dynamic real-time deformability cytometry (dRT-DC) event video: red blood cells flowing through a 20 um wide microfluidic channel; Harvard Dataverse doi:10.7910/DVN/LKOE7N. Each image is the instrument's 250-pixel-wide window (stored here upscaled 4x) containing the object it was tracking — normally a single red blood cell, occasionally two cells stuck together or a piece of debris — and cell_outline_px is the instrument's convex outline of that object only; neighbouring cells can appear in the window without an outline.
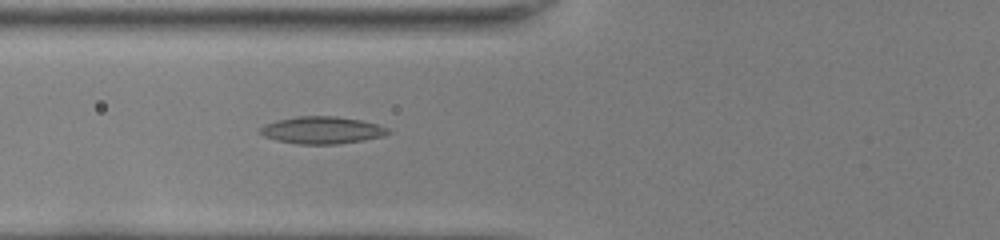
{"species": "common noctule bat (a hibernating species)", "species_latin": "Nyctalus noctula", "temperature_condition": "room temperature", "stored_images_in_passage": 37, "camera_frame_rate_fps": 3000, "um_per_image_px": 0.085, "animal": {"sex": "female", "body_mass_g": 22.0, "forearm_length_mm": 56.7}, "frame": {"image": 1, "passage_image": 6, "time_ms": 1.667, "image_size_px": [1000, 240], "cell_outline_px": [[392, 132], [384, 136], [364, 140], [336, 144], [296, 144], [276, 140], [264, 136], [260, 132], [260, 128], [264, 124], [276, 120], [296, 116], [336, 116], [360, 120], [376, 124], [388, 128]], "centroid_in_image_um": [27.36, 11.06], "position_along_channel_um": 98.4, "area_um2": 20.35}}
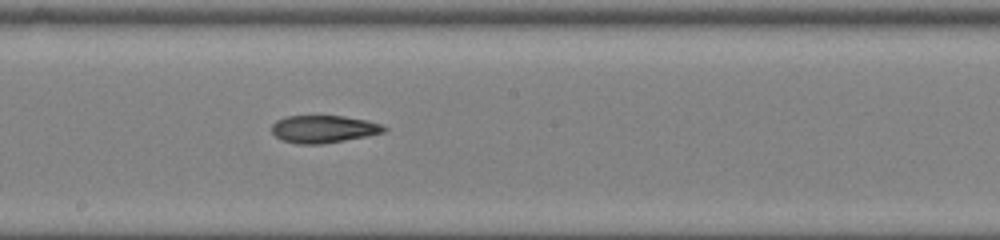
{"frame": {"image": 2, "passage_image": 15, "time_ms": 4.667, "image_size_px": [1000, 240], "cell_outline_px": [[388, 128], [384, 132], [344, 140], [320, 144], [296, 144], [280, 140], [272, 132], [272, 124], [276, 120], [288, 116], [344, 116], [368, 120], [380, 124]], "centroid_in_image_um": [27.47, 10.97], "position_along_channel_um": 220.7, "area_um2": 17.92}}
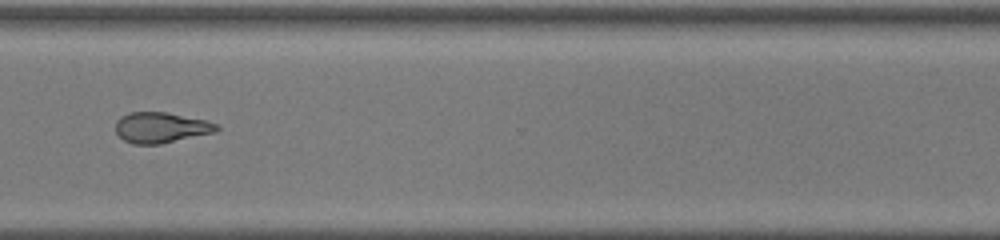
{"frame": {"image": 3, "passage_image": 25, "time_ms": 8.0, "image_size_px": [1000, 240], "cell_outline_px": [[220, 128], [216, 132], [160, 144], [132, 144], [124, 140], [116, 132], [116, 120], [120, 116], [128, 112], [168, 112], [208, 120], [220, 124]], "centroid_in_image_um": [13.72, 10.83], "position_along_channel_um": 356.9, "area_um2": 18.32}}